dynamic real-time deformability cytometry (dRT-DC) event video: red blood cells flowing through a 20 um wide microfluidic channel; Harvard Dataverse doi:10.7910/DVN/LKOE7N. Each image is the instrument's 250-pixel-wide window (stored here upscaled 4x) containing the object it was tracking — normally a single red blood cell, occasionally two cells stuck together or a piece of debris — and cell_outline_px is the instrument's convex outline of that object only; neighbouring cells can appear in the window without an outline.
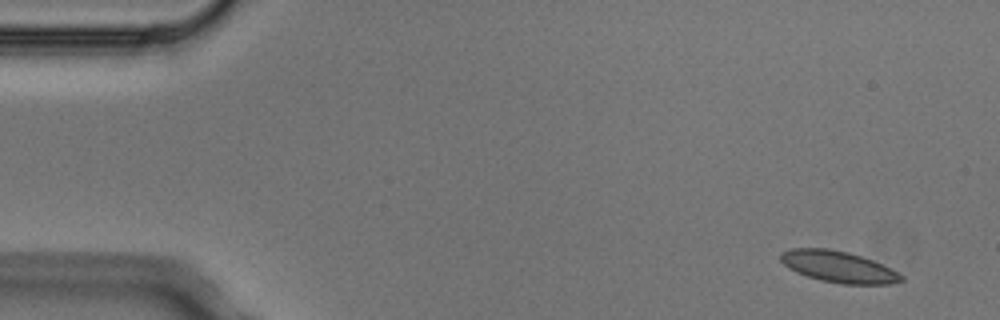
{"species": "Egyptian fruit bat (a non-hibernating species)", "species_latin": "Rousettus aegyptiacus", "temperature_condition": "cold", "stored_images_in_passage": 5, "camera_frame_rate_fps": 3000, "um_per_image_px": 0.085, "animal": {"sex": "male"}, "frame": {"image": 1, "passage_image": 2, "time_ms": 0.333, "image_size_px": [1000, 320], "cell_outline_px": [[904, 280], [892, 284], [840, 284], [820, 280], [796, 272], [788, 268], [780, 260], [780, 252], [792, 248], [828, 248], [848, 252], [872, 260], [904, 276]], "centroid_in_image_um": [71.23, 22.67], "position_along_channel_um": 13.8, "area_um2": 21.96}}
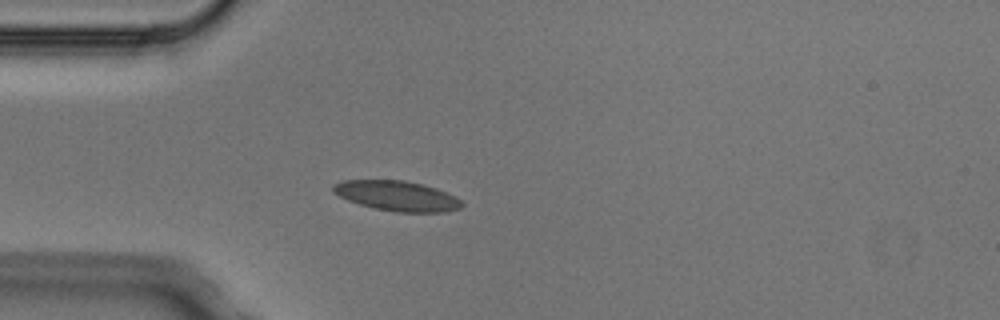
{"frame": {"image": 2, "passage_image": 5, "time_ms": 1.333, "image_size_px": [1000, 320], "cell_outline_px": [[464, 204], [460, 208], [448, 212], [396, 212], [376, 208], [360, 204], [348, 200], [332, 192], [332, 184], [344, 180], [404, 180], [424, 184], [436, 188], [456, 196]], "centroid_in_image_um": [33.76, 16.64], "position_along_channel_um": 51.2, "area_um2": 22.6}}